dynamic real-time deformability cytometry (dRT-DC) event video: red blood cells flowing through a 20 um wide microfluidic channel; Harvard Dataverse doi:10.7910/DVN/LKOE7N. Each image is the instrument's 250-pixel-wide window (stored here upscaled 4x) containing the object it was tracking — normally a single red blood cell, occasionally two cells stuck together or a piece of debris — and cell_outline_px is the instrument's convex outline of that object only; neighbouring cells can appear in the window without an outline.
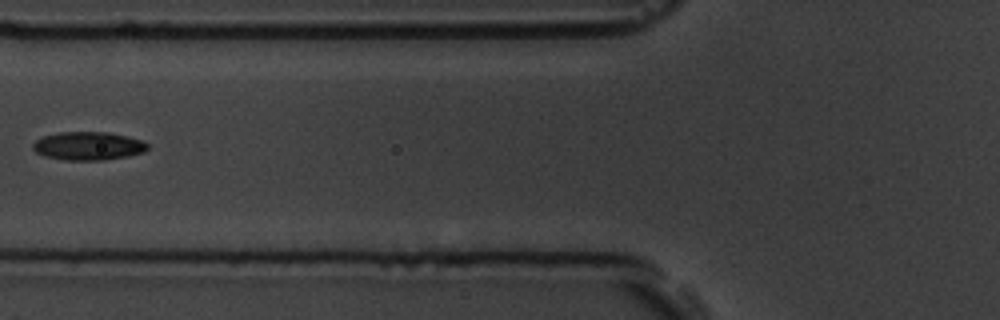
{"species": "common noctule bat (a hibernating species)", "species_latin": "Nyctalus noctula", "temperature_condition": "room temperature", "stored_images_in_passage": 7, "camera_frame_rate_fps": 3000, "um_per_image_px": 0.085, "animal": {"sex": "male", "body_mass_g": 19.5, "forearm_length_mm": 54.6}, "frame": {"image": 1, "passage_image": 6, "time_ms": 6.667, "image_size_px": [1000, 320], "cell_outline_px": [[148, 148], [144, 152], [128, 156], [104, 160], [64, 160], [44, 156], [36, 152], [32, 148], [32, 144], [36, 140], [44, 136], [60, 132], [108, 132], [128, 136], [144, 140], [148, 144]], "centroid_in_image_um": [7.52, 12.4], "position_along_channel_um": 118.3, "area_um2": 19.07}}
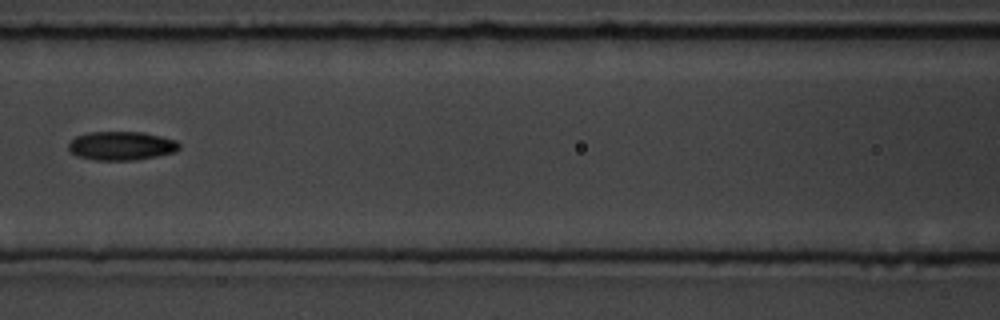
{"frame": {"image": 2, "passage_image": 7, "time_ms": 7.667, "image_size_px": [1000, 320], "cell_outline_px": [[180, 148], [176, 152], [136, 160], [96, 160], [76, 156], [68, 148], [68, 144], [76, 136], [88, 132], [140, 132], [160, 136], [176, 140], [180, 144]], "centroid_in_image_um": [10.32, 12.39], "position_along_channel_um": 156.3, "area_um2": 18.55}}